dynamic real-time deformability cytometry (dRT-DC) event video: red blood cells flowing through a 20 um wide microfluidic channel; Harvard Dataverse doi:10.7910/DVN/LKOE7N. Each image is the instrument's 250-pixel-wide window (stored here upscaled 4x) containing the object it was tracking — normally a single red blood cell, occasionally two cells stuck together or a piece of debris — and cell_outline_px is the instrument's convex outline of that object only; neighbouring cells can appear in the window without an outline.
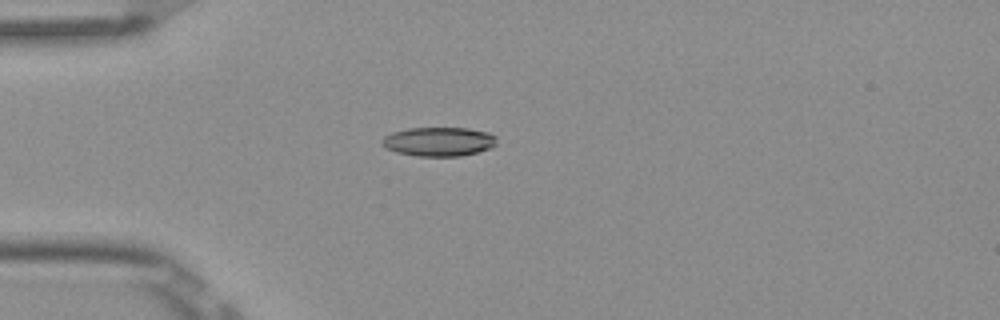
{"species": "Egyptian fruit bat (a non-hibernating species)", "species_latin": "Rousettus aegyptiacus", "temperature_condition": "room temperature", "stored_images_in_passage": 6, "camera_frame_rate_fps": 3000, "um_per_image_px": 0.085, "frame": {"image": 1, "passage_image": 4, "time_ms": 1.0, "image_size_px": [1000, 320], "cell_outline_px": [[496, 144], [492, 148], [460, 156], [416, 156], [396, 152], [380, 144], [380, 140], [384, 136], [392, 132], [408, 128], [468, 128], [488, 132], [496, 136]], "centroid_in_image_um": [37.29, 12.03], "position_along_channel_um": 47.7, "area_um2": 19.54}}
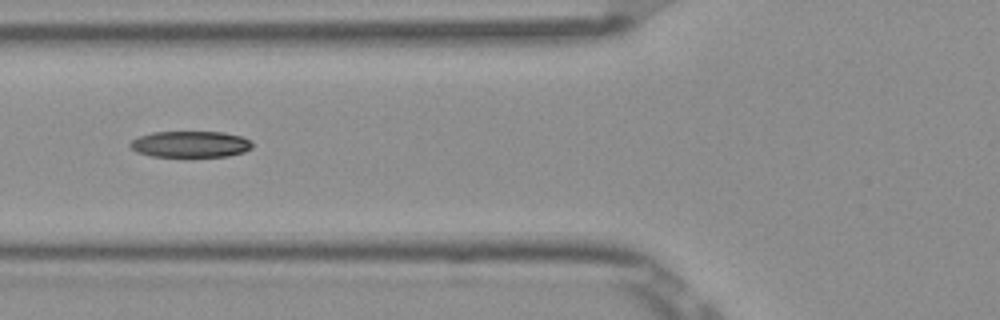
{"frame": {"image": 2, "passage_image": 6, "time_ms": 1.667, "image_size_px": [1000, 320], "cell_outline_px": [[252, 148], [244, 152], [228, 156], [192, 160], [152, 156], [136, 152], [128, 144], [132, 140], [140, 136], [152, 132], [224, 132], [240, 136], [252, 140]], "centroid_in_image_um": [16.2, 12.31], "position_along_channel_um": 109.6, "area_um2": 19.77}}